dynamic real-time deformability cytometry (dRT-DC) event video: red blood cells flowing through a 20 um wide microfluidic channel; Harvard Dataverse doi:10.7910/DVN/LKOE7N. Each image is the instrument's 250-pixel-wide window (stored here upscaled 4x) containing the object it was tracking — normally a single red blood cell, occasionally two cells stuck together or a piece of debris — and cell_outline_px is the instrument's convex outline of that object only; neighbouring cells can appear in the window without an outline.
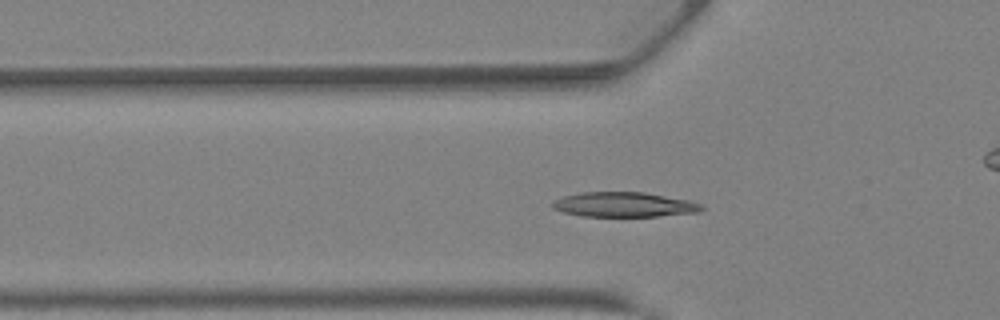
{"species": "Egyptian fruit bat (a non-hibernating species)", "species_latin": "Rousettus aegyptiacus", "temperature_condition": "warm", "stored_images_in_passage": 44, "camera_frame_rate_fps": 3000, "um_per_image_px": 0.085, "animal": {"sex": "female"}, "frame": {"image": 1, "passage_image": 15, "time_ms": 4.667, "image_size_px": [1000, 320], "cell_outline_px": [[704, 208], [700, 212], [656, 216], [580, 216], [564, 212], [552, 208], [552, 200], [564, 196], [580, 192], [644, 192], [688, 200], [704, 204]], "centroid_in_image_um": [53.04, 17.39], "position_along_channel_um": 72.8, "area_um2": 21.62}}
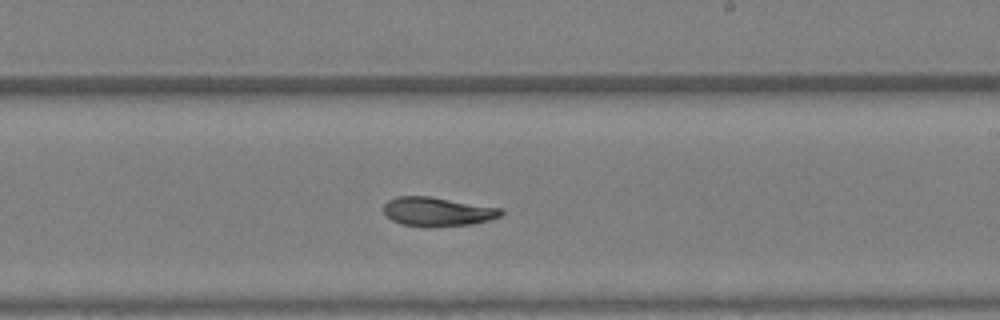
{"frame": {"image": 2, "passage_image": 26, "time_ms": 8.333, "image_size_px": [1000, 320], "cell_outline_px": [[504, 212], [500, 216], [488, 220], [468, 224], [400, 224], [384, 216], [384, 204], [388, 200], [396, 196], [432, 196], [504, 208]], "centroid_in_image_um": [37.19, 17.93], "position_along_channel_um": 251.8, "area_um2": 19.31}}
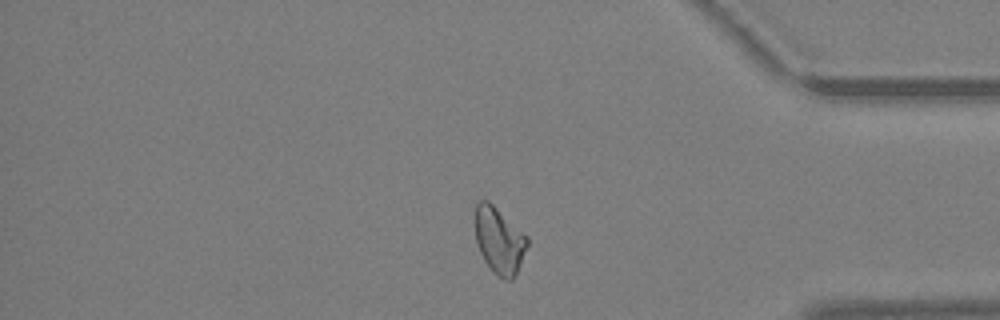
{"frame": {"image": 3, "passage_image": 36, "time_ms": 11.667, "image_size_px": [1000, 320], "cell_outline_px": [[528, 244], [516, 276], [512, 280], [504, 280], [496, 276], [492, 272], [484, 260], [480, 252], [476, 240], [472, 220], [472, 216], [476, 204], [480, 200], [488, 200], [528, 236]], "centroid_in_image_um": [42.4, 20.43], "position_along_channel_um": 392.8, "area_um2": 20.81}, "authors_computed_cell_mechanics": {"area_um2": 20.6057, "velocity_mm_per_s": 4.8816, "shape_relaxation_time_tau1_ms": 4.2715, "shape_relaxation_time_tau2_ms": 3.7099, "deformation_change_tau1": 0.1587, "deformation_change_tau2": 0.1065}}